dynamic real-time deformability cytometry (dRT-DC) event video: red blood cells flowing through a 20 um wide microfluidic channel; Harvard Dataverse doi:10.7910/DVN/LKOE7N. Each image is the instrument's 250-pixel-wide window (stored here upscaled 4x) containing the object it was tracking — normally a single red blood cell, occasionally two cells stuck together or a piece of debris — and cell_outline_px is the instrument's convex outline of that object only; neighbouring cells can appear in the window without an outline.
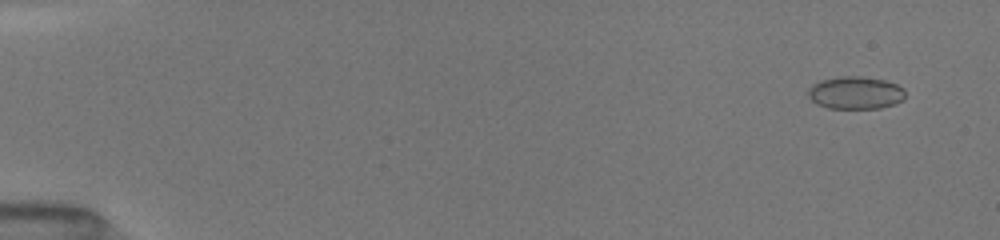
{"species": "common noctule bat (a hibernating species)", "species_latin": "Nyctalus noctula", "temperature_condition": "room temperature", "stored_images_in_passage": 9, "camera_frame_rate_fps": 3000, "um_per_image_px": 0.085, "animal": {"sex": "female", "body_mass_g": 19.5, "forearm_length_mm": 54.1}, "frame": {"image": 1, "passage_image": 2, "time_ms": 1.0, "image_size_px": [1000, 240], "cell_outline_px": [[904, 100], [896, 104], [880, 108], [828, 108], [816, 104], [808, 96], [808, 88], [812, 84], [820, 80], [844, 76], [860, 76], [884, 80], [896, 84], [904, 88]], "centroid_in_image_um": [72.71, 7.89], "position_along_channel_um": 12.3, "area_um2": 18.55}}
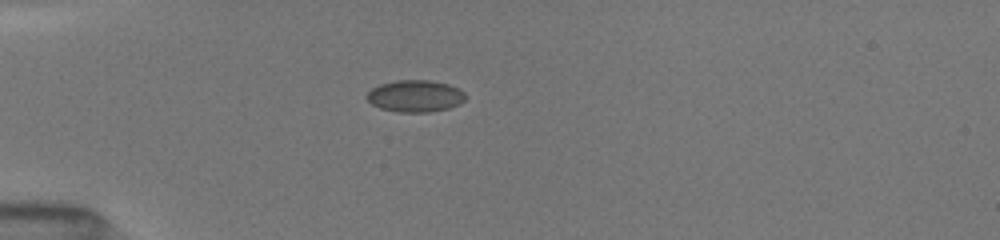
{"frame": {"image": 2, "passage_image": 7, "time_ms": 5.0, "image_size_px": [1000, 240], "cell_outline_px": [[464, 100], [460, 104], [448, 108], [428, 112], [396, 112], [380, 108], [372, 104], [364, 96], [372, 88], [380, 84], [396, 80], [428, 80], [448, 84], [460, 88], [464, 92]], "centroid_in_image_um": [35.28, 8.16], "position_along_channel_um": 49.7, "area_um2": 18.38}}
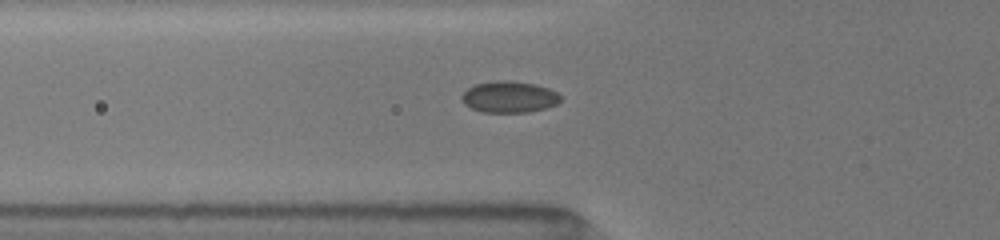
{"frame": {"image": 3, "passage_image": 9, "time_ms": 6.333, "image_size_px": [1000, 240], "cell_outline_px": [[560, 100], [556, 104], [544, 108], [528, 112], [480, 112], [464, 104], [460, 96], [468, 88], [476, 84], [496, 80], [512, 80], [536, 84], [548, 88], [556, 92], [560, 96]], "centroid_in_image_um": [43.26, 8.23], "position_along_channel_um": 82.5, "area_um2": 18.09}}